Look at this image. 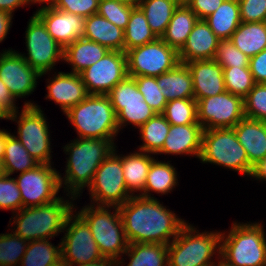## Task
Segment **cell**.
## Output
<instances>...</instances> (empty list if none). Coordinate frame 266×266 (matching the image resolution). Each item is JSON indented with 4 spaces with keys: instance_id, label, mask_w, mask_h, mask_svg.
I'll return each instance as SVG.
<instances>
[{
    "instance_id": "cell-1",
    "label": "cell",
    "mask_w": 266,
    "mask_h": 266,
    "mask_svg": "<svg viewBox=\"0 0 266 266\" xmlns=\"http://www.w3.org/2000/svg\"><path fill=\"white\" fill-rule=\"evenodd\" d=\"M128 243L170 244L186 224L156 198L131 196L118 207ZM172 238V240H170Z\"/></svg>"
},
{
    "instance_id": "cell-2",
    "label": "cell",
    "mask_w": 266,
    "mask_h": 266,
    "mask_svg": "<svg viewBox=\"0 0 266 266\" xmlns=\"http://www.w3.org/2000/svg\"><path fill=\"white\" fill-rule=\"evenodd\" d=\"M115 147L113 139L96 138H77L65 145L64 151L69 155L66 175L62 178L60 174L59 180L61 187L66 185L70 199L76 200L83 188L92 184L96 170Z\"/></svg>"
},
{
    "instance_id": "cell-3",
    "label": "cell",
    "mask_w": 266,
    "mask_h": 266,
    "mask_svg": "<svg viewBox=\"0 0 266 266\" xmlns=\"http://www.w3.org/2000/svg\"><path fill=\"white\" fill-rule=\"evenodd\" d=\"M73 209V203L62 197L44 205L21 208L13 218L17 227L14 233L28 242L52 239L59 232H64L66 220Z\"/></svg>"
},
{
    "instance_id": "cell-4",
    "label": "cell",
    "mask_w": 266,
    "mask_h": 266,
    "mask_svg": "<svg viewBox=\"0 0 266 266\" xmlns=\"http://www.w3.org/2000/svg\"><path fill=\"white\" fill-rule=\"evenodd\" d=\"M65 115L78 138L114 139L119 132L117 115L107 95L89 94Z\"/></svg>"
},
{
    "instance_id": "cell-5",
    "label": "cell",
    "mask_w": 266,
    "mask_h": 266,
    "mask_svg": "<svg viewBox=\"0 0 266 266\" xmlns=\"http://www.w3.org/2000/svg\"><path fill=\"white\" fill-rule=\"evenodd\" d=\"M261 223H233L221 232L220 257L233 266H266V234Z\"/></svg>"
},
{
    "instance_id": "cell-6",
    "label": "cell",
    "mask_w": 266,
    "mask_h": 266,
    "mask_svg": "<svg viewBox=\"0 0 266 266\" xmlns=\"http://www.w3.org/2000/svg\"><path fill=\"white\" fill-rule=\"evenodd\" d=\"M87 206L77 214L88 224L103 257L117 261L120 266L124 262L119 257L127 250L129 243L118 207ZM109 208H114L115 212H109Z\"/></svg>"
},
{
    "instance_id": "cell-7",
    "label": "cell",
    "mask_w": 266,
    "mask_h": 266,
    "mask_svg": "<svg viewBox=\"0 0 266 266\" xmlns=\"http://www.w3.org/2000/svg\"><path fill=\"white\" fill-rule=\"evenodd\" d=\"M186 223L168 244V266H212L213 255L220 256L221 232H201Z\"/></svg>"
},
{
    "instance_id": "cell-8",
    "label": "cell",
    "mask_w": 266,
    "mask_h": 266,
    "mask_svg": "<svg viewBox=\"0 0 266 266\" xmlns=\"http://www.w3.org/2000/svg\"><path fill=\"white\" fill-rule=\"evenodd\" d=\"M199 159L249 176L254 167L233 128L203 130Z\"/></svg>"
},
{
    "instance_id": "cell-9",
    "label": "cell",
    "mask_w": 266,
    "mask_h": 266,
    "mask_svg": "<svg viewBox=\"0 0 266 266\" xmlns=\"http://www.w3.org/2000/svg\"><path fill=\"white\" fill-rule=\"evenodd\" d=\"M17 113L18 111L9 115L8 120L17 122L18 140L40 164H51L50 132L41 108L37 104L25 101L19 117Z\"/></svg>"
},
{
    "instance_id": "cell-10",
    "label": "cell",
    "mask_w": 266,
    "mask_h": 266,
    "mask_svg": "<svg viewBox=\"0 0 266 266\" xmlns=\"http://www.w3.org/2000/svg\"><path fill=\"white\" fill-rule=\"evenodd\" d=\"M114 150L106 157L96 170L92 184L88 187L91 192V203L97 206H121L131 196L127 190L123 169L122 156Z\"/></svg>"
},
{
    "instance_id": "cell-11",
    "label": "cell",
    "mask_w": 266,
    "mask_h": 266,
    "mask_svg": "<svg viewBox=\"0 0 266 266\" xmlns=\"http://www.w3.org/2000/svg\"><path fill=\"white\" fill-rule=\"evenodd\" d=\"M126 53L128 76L157 77L173 69L179 62L178 52L161 38L132 48Z\"/></svg>"
},
{
    "instance_id": "cell-12",
    "label": "cell",
    "mask_w": 266,
    "mask_h": 266,
    "mask_svg": "<svg viewBox=\"0 0 266 266\" xmlns=\"http://www.w3.org/2000/svg\"><path fill=\"white\" fill-rule=\"evenodd\" d=\"M74 219V220H73ZM61 244V260L66 266L87 264L103 259L88 224L71 213L65 224Z\"/></svg>"
},
{
    "instance_id": "cell-13",
    "label": "cell",
    "mask_w": 266,
    "mask_h": 266,
    "mask_svg": "<svg viewBox=\"0 0 266 266\" xmlns=\"http://www.w3.org/2000/svg\"><path fill=\"white\" fill-rule=\"evenodd\" d=\"M25 39L28 56L21 55L41 75L51 71L57 61L64 60V48L48 33L45 24L36 14L28 22Z\"/></svg>"
},
{
    "instance_id": "cell-14",
    "label": "cell",
    "mask_w": 266,
    "mask_h": 266,
    "mask_svg": "<svg viewBox=\"0 0 266 266\" xmlns=\"http://www.w3.org/2000/svg\"><path fill=\"white\" fill-rule=\"evenodd\" d=\"M107 96L117 115L119 130L122 126H126V123H131L139 128L156 115L154 110L144 101L133 77L127 76L116 84Z\"/></svg>"
},
{
    "instance_id": "cell-15",
    "label": "cell",
    "mask_w": 266,
    "mask_h": 266,
    "mask_svg": "<svg viewBox=\"0 0 266 266\" xmlns=\"http://www.w3.org/2000/svg\"><path fill=\"white\" fill-rule=\"evenodd\" d=\"M52 164H39L20 173L16 183L21 192L22 208L44 205L59 199V173Z\"/></svg>"
},
{
    "instance_id": "cell-16",
    "label": "cell",
    "mask_w": 266,
    "mask_h": 266,
    "mask_svg": "<svg viewBox=\"0 0 266 266\" xmlns=\"http://www.w3.org/2000/svg\"><path fill=\"white\" fill-rule=\"evenodd\" d=\"M244 117L243 98L228 91L197 101V121L203 130L233 128Z\"/></svg>"
},
{
    "instance_id": "cell-17",
    "label": "cell",
    "mask_w": 266,
    "mask_h": 266,
    "mask_svg": "<svg viewBox=\"0 0 266 266\" xmlns=\"http://www.w3.org/2000/svg\"><path fill=\"white\" fill-rule=\"evenodd\" d=\"M88 94L107 95L128 76L126 53L109 50L102 59L80 73Z\"/></svg>"
},
{
    "instance_id": "cell-18",
    "label": "cell",
    "mask_w": 266,
    "mask_h": 266,
    "mask_svg": "<svg viewBox=\"0 0 266 266\" xmlns=\"http://www.w3.org/2000/svg\"><path fill=\"white\" fill-rule=\"evenodd\" d=\"M41 76L25 61L21 53L8 49L0 54V79L15 99L34 92L37 79Z\"/></svg>"
},
{
    "instance_id": "cell-19",
    "label": "cell",
    "mask_w": 266,
    "mask_h": 266,
    "mask_svg": "<svg viewBox=\"0 0 266 266\" xmlns=\"http://www.w3.org/2000/svg\"><path fill=\"white\" fill-rule=\"evenodd\" d=\"M35 14L45 24L48 33L64 49L84 35L85 18L83 17L45 5Z\"/></svg>"
},
{
    "instance_id": "cell-20",
    "label": "cell",
    "mask_w": 266,
    "mask_h": 266,
    "mask_svg": "<svg viewBox=\"0 0 266 266\" xmlns=\"http://www.w3.org/2000/svg\"><path fill=\"white\" fill-rule=\"evenodd\" d=\"M192 76L194 99L198 101L226 91L223 67L214 59L186 63Z\"/></svg>"
},
{
    "instance_id": "cell-21",
    "label": "cell",
    "mask_w": 266,
    "mask_h": 266,
    "mask_svg": "<svg viewBox=\"0 0 266 266\" xmlns=\"http://www.w3.org/2000/svg\"><path fill=\"white\" fill-rule=\"evenodd\" d=\"M220 39L204 19H199L189 34L183 48L178 52L179 62L214 59Z\"/></svg>"
},
{
    "instance_id": "cell-22",
    "label": "cell",
    "mask_w": 266,
    "mask_h": 266,
    "mask_svg": "<svg viewBox=\"0 0 266 266\" xmlns=\"http://www.w3.org/2000/svg\"><path fill=\"white\" fill-rule=\"evenodd\" d=\"M53 78L48 81L45 98L59 104L64 114L89 95L80 74L58 72Z\"/></svg>"
},
{
    "instance_id": "cell-23",
    "label": "cell",
    "mask_w": 266,
    "mask_h": 266,
    "mask_svg": "<svg viewBox=\"0 0 266 266\" xmlns=\"http://www.w3.org/2000/svg\"><path fill=\"white\" fill-rule=\"evenodd\" d=\"M203 128L199 122L187 125H170L162 149L157 154L195 155L201 153Z\"/></svg>"
},
{
    "instance_id": "cell-24",
    "label": "cell",
    "mask_w": 266,
    "mask_h": 266,
    "mask_svg": "<svg viewBox=\"0 0 266 266\" xmlns=\"http://www.w3.org/2000/svg\"><path fill=\"white\" fill-rule=\"evenodd\" d=\"M249 162L254 166L266 157V122L244 117L233 127Z\"/></svg>"
},
{
    "instance_id": "cell-25",
    "label": "cell",
    "mask_w": 266,
    "mask_h": 266,
    "mask_svg": "<svg viewBox=\"0 0 266 266\" xmlns=\"http://www.w3.org/2000/svg\"><path fill=\"white\" fill-rule=\"evenodd\" d=\"M83 38L95 41L109 50L124 52V30L98 13L85 18Z\"/></svg>"
},
{
    "instance_id": "cell-26",
    "label": "cell",
    "mask_w": 266,
    "mask_h": 266,
    "mask_svg": "<svg viewBox=\"0 0 266 266\" xmlns=\"http://www.w3.org/2000/svg\"><path fill=\"white\" fill-rule=\"evenodd\" d=\"M108 51L107 47L80 37L64 49V61L72 65L71 73L80 74L102 59Z\"/></svg>"
},
{
    "instance_id": "cell-27",
    "label": "cell",
    "mask_w": 266,
    "mask_h": 266,
    "mask_svg": "<svg viewBox=\"0 0 266 266\" xmlns=\"http://www.w3.org/2000/svg\"><path fill=\"white\" fill-rule=\"evenodd\" d=\"M162 94L168 101L174 99H194L192 76L185 63L156 77Z\"/></svg>"
},
{
    "instance_id": "cell-28",
    "label": "cell",
    "mask_w": 266,
    "mask_h": 266,
    "mask_svg": "<svg viewBox=\"0 0 266 266\" xmlns=\"http://www.w3.org/2000/svg\"><path fill=\"white\" fill-rule=\"evenodd\" d=\"M198 20L197 15L186 4H180L161 39L179 52Z\"/></svg>"
},
{
    "instance_id": "cell-29",
    "label": "cell",
    "mask_w": 266,
    "mask_h": 266,
    "mask_svg": "<svg viewBox=\"0 0 266 266\" xmlns=\"http://www.w3.org/2000/svg\"><path fill=\"white\" fill-rule=\"evenodd\" d=\"M230 41L252 58L266 49V22H241Z\"/></svg>"
},
{
    "instance_id": "cell-30",
    "label": "cell",
    "mask_w": 266,
    "mask_h": 266,
    "mask_svg": "<svg viewBox=\"0 0 266 266\" xmlns=\"http://www.w3.org/2000/svg\"><path fill=\"white\" fill-rule=\"evenodd\" d=\"M150 154L139 150V152L122 156L124 181L132 196L133 192L144 191L150 165L155 159Z\"/></svg>"
},
{
    "instance_id": "cell-31",
    "label": "cell",
    "mask_w": 266,
    "mask_h": 266,
    "mask_svg": "<svg viewBox=\"0 0 266 266\" xmlns=\"http://www.w3.org/2000/svg\"><path fill=\"white\" fill-rule=\"evenodd\" d=\"M220 39H230L241 23L238 0H224L217 10L204 19Z\"/></svg>"
},
{
    "instance_id": "cell-32",
    "label": "cell",
    "mask_w": 266,
    "mask_h": 266,
    "mask_svg": "<svg viewBox=\"0 0 266 266\" xmlns=\"http://www.w3.org/2000/svg\"><path fill=\"white\" fill-rule=\"evenodd\" d=\"M179 5L177 0H142L138 7L145 14L151 30L161 38Z\"/></svg>"
},
{
    "instance_id": "cell-33",
    "label": "cell",
    "mask_w": 266,
    "mask_h": 266,
    "mask_svg": "<svg viewBox=\"0 0 266 266\" xmlns=\"http://www.w3.org/2000/svg\"><path fill=\"white\" fill-rule=\"evenodd\" d=\"M177 173L169 161L161 162L154 159L150 165L144 191L139 196L145 198H154L150 191L166 194L177 185Z\"/></svg>"
},
{
    "instance_id": "cell-34",
    "label": "cell",
    "mask_w": 266,
    "mask_h": 266,
    "mask_svg": "<svg viewBox=\"0 0 266 266\" xmlns=\"http://www.w3.org/2000/svg\"><path fill=\"white\" fill-rule=\"evenodd\" d=\"M130 258L127 266H168V245L130 243L124 252Z\"/></svg>"
},
{
    "instance_id": "cell-35",
    "label": "cell",
    "mask_w": 266,
    "mask_h": 266,
    "mask_svg": "<svg viewBox=\"0 0 266 266\" xmlns=\"http://www.w3.org/2000/svg\"><path fill=\"white\" fill-rule=\"evenodd\" d=\"M40 163L34 159L18 140L12 134L7 137L5 145V153L2 160L4 174L12 175L14 171H25L35 168Z\"/></svg>"
},
{
    "instance_id": "cell-36",
    "label": "cell",
    "mask_w": 266,
    "mask_h": 266,
    "mask_svg": "<svg viewBox=\"0 0 266 266\" xmlns=\"http://www.w3.org/2000/svg\"><path fill=\"white\" fill-rule=\"evenodd\" d=\"M54 246L49 239L28 242L19 266H57L62 263L61 244Z\"/></svg>"
},
{
    "instance_id": "cell-37",
    "label": "cell",
    "mask_w": 266,
    "mask_h": 266,
    "mask_svg": "<svg viewBox=\"0 0 266 266\" xmlns=\"http://www.w3.org/2000/svg\"><path fill=\"white\" fill-rule=\"evenodd\" d=\"M170 123L162 114H156L139 127L143 144L140 151L157 154L163 147L169 133Z\"/></svg>"
},
{
    "instance_id": "cell-38",
    "label": "cell",
    "mask_w": 266,
    "mask_h": 266,
    "mask_svg": "<svg viewBox=\"0 0 266 266\" xmlns=\"http://www.w3.org/2000/svg\"><path fill=\"white\" fill-rule=\"evenodd\" d=\"M157 38L150 28L145 14L139 7H135L130 14L129 22L124 30V52L153 42Z\"/></svg>"
},
{
    "instance_id": "cell-39",
    "label": "cell",
    "mask_w": 266,
    "mask_h": 266,
    "mask_svg": "<svg viewBox=\"0 0 266 266\" xmlns=\"http://www.w3.org/2000/svg\"><path fill=\"white\" fill-rule=\"evenodd\" d=\"M162 115L170 125L196 124L197 101L195 99H174L165 105Z\"/></svg>"
},
{
    "instance_id": "cell-40",
    "label": "cell",
    "mask_w": 266,
    "mask_h": 266,
    "mask_svg": "<svg viewBox=\"0 0 266 266\" xmlns=\"http://www.w3.org/2000/svg\"><path fill=\"white\" fill-rule=\"evenodd\" d=\"M226 91L244 98L256 84L249 67H223Z\"/></svg>"
},
{
    "instance_id": "cell-41",
    "label": "cell",
    "mask_w": 266,
    "mask_h": 266,
    "mask_svg": "<svg viewBox=\"0 0 266 266\" xmlns=\"http://www.w3.org/2000/svg\"><path fill=\"white\" fill-rule=\"evenodd\" d=\"M12 233L0 234V266L20 265L25 254L28 241Z\"/></svg>"
},
{
    "instance_id": "cell-42",
    "label": "cell",
    "mask_w": 266,
    "mask_h": 266,
    "mask_svg": "<svg viewBox=\"0 0 266 266\" xmlns=\"http://www.w3.org/2000/svg\"><path fill=\"white\" fill-rule=\"evenodd\" d=\"M138 91L144 97V101L154 110L156 114H162L168 103L158 86L156 77L135 76Z\"/></svg>"
},
{
    "instance_id": "cell-43",
    "label": "cell",
    "mask_w": 266,
    "mask_h": 266,
    "mask_svg": "<svg viewBox=\"0 0 266 266\" xmlns=\"http://www.w3.org/2000/svg\"><path fill=\"white\" fill-rule=\"evenodd\" d=\"M243 102L246 118L266 122V83H256Z\"/></svg>"
},
{
    "instance_id": "cell-44",
    "label": "cell",
    "mask_w": 266,
    "mask_h": 266,
    "mask_svg": "<svg viewBox=\"0 0 266 266\" xmlns=\"http://www.w3.org/2000/svg\"><path fill=\"white\" fill-rule=\"evenodd\" d=\"M135 7L117 0H100L98 14L115 26L125 30L129 22L130 14Z\"/></svg>"
},
{
    "instance_id": "cell-45",
    "label": "cell",
    "mask_w": 266,
    "mask_h": 266,
    "mask_svg": "<svg viewBox=\"0 0 266 266\" xmlns=\"http://www.w3.org/2000/svg\"><path fill=\"white\" fill-rule=\"evenodd\" d=\"M214 60L222 67H249L250 58L238 49L230 39L220 40Z\"/></svg>"
},
{
    "instance_id": "cell-46",
    "label": "cell",
    "mask_w": 266,
    "mask_h": 266,
    "mask_svg": "<svg viewBox=\"0 0 266 266\" xmlns=\"http://www.w3.org/2000/svg\"><path fill=\"white\" fill-rule=\"evenodd\" d=\"M21 208V192L19 191L15 178L3 174L0 177V209L14 210L13 212L16 213Z\"/></svg>"
},
{
    "instance_id": "cell-47",
    "label": "cell",
    "mask_w": 266,
    "mask_h": 266,
    "mask_svg": "<svg viewBox=\"0 0 266 266\" xmlns=\"http://www.w3.org/2000/svg\"><path fill=\"white\" fill-rule=\"evenodd\" d=\"M100 0H58L53 6L61 11H66L87 18L98 13Z\"/></svg>"
},
{
    "instance_id": "cell-48",
    "label": "cell",
    "mask_w": 266,
    "mask_h": 266,
    "mask_svg": "<svg viewBox=\"0 0 266 266\" xmlns=\"http://www.w3.org/2000/svg\"><path fill=\"white\" fill-rule=\"evenodd\" d=\"M241 22H266V0H238Z\"/></svg>"
},
{
    "instance_id": "cell-49",
    "label": "cell",
    "mask_w": 266,
    "mask_h": 266,
    "mask_svg": "<svg viewBox=\"0 0 266 266\" xmlns=\"http://www.w3.org/2000/svg\"><path fill=\"white\" fill-rule=\"evenodd\" d=\"M223 1L224 0H190L186 5L199 19H205L214 13Z\"/></svg>"
},
{
    "instance_id": "cell-50",
    "label": "cell",
    "mask_w": 266,
    "mask_h": 266,
    "mask_svg": "<svg viewBox=\"0 0 266 266\" xmlns=\"http://www.w3.org/2000/svg\"><path fill=\"white\" fill-rule=\"evenodd\" d=\"M249 68L255 83H266V49L250 58Z\"/></svg>"
},
{
    "instance_id": "cell-51",
    "label": "cell",
    "mask_w": 266,
    "mask_h": 266,
    "mask_svg": "<svg viewBox=\"0 0 266 266\" xmlns=\"http://www.w3.org/2000/svg\"><path fill=\"white\" fill-rule=\"evenodd\" d=\"M0 108L9 116L18 111L15 105V98L0 79ZM17 108V109H16Z\"/></svg>"
},
{
    "instance_id": "cell-52",
    "label": "cell",
    "mask_w": 266,
    "mask_h": 266,
    "mask_svg": "<svg viewBox=\"0 0 266 266\" xmlns=\"http://www.w3.org/2000/svg\"><path fill=\"white\" fill-rule=\"evenodd\" d=\"M13 15L9 12L0 10V42H2L9 32Z\"/></svg>"
},
{
    "instance_id": "cell-53",
    "label": "cell",
    "mask_w": 266,
    "mask_h": 266,
    "mask_svg": "<svg viewBox=\"0 0 266 266\" xmlns=\"http://www.w3.org/2000/svg\"><path fill=\"white\" fill-rule=\"evenodd\" d=\"M30 4L29 0H0V10L13 13L14 10L23 5Z\"/></svg>"
},
{
    "instance_id": "cell-54",
    "label": "cell",
    "mask_w": 266,
    "mask_h": 266,
    "mask_svg": "<svg viewBox=\"0 0 266 266\" xmlns=\"http://www.w3.org/2000/svg\"><path fill=\"white\" fill-rule=\"evenodd\" d=\"M250 177L256 178L257 180L266 181V157L260 160L256 165H254Z\"/></svg>"
},
{
    "instance_id": "cell-55",
    "label": "cell",
    "mask_w": 266,
    "mask_h": 266,
    "mask_svg": "<svg viewBox=\"0 0 266 266\" xmlns=\"http://www.w3.org/2000/svg\"><path fill=\"white\" fill-rule=\"evenodd\" d=\"M77 266H118V262L110 258H103L87 264H78Z\"/></svg>"
},
{
    "instance_id": "cell-56",
    "label": "cell",
    "mask_w": 266,
    "mask_h": 266,
    "mask_svg": "<svg viewBox=\"0 0 266 266\" xmlns=\"http://www.w3.org/2000/svg\"><path fill=\"white\" fill-rule=\"evenodd\" d=\"M10 135V132L5 131V129H0V162H2L4 153H5V145L7 137Z\"/></svg>"
},
{
    "instance_id": "cell-57",
    "label": "cell",
    "mask_w": 266,
    "mask_h": 266,
    "mask_svg": "<svg viewBox=\"0 0 266 266\" xmlns=\"http://www.w3.org/2000/svg\"><path fill=\"white\" fill-rule=\"evenodd\" d=\"M57 1H58V0H30L29 3H31V4H32V3H36V2H37V3L39 2V4H40V3H41V4H42V3H46V4L48 3V4H47V7H52V6L55 5V3H56Z\"/></svg>"
},
{
    "instance_id": "cell-58",
    "label": "cell",
    "mask_w": 266,
    "mask_h": 266,
    "mask_svg": "<svg viewBox=\"0 0 266 266\" xmlns=\"http://www.w3.org/2000/svg\"><path fill=\"white\" fill-rule=\"evenodd\" d=\"M118 2L131 5L133 7H138L142 0H117Z\"/></svg>"
},
{
    "instance_id": "cell-59",
    "label": "cell",
    "mask_w": 266,
    "mask_h": 266,
    "mask_svg": "<svg viewBox=\"0 0 266 266\" xmlns=\"http://www.w3.org/2000/svg\"><path fill=\"white\" fill-rule=\"evenodd\" d=\"M218 259H220L217 263H213V265L212 266H233V265H231V264H229V263H227L223 258H221V257H219ZM217 264V265H216Z\"/></svg>"
},
{
    "instance_id": "cell-60",
    "label": "cell",
    "mask_w": 266,
    "mask_h": 266,
    "mask_svg": "<svg viewBox=\"0 0 266 266\" xmlns=\"http://www.w3.org/2000/svg\"><path fill=\"white\" fill-rule=\"evenodd\" d=\"M8 115L0 108V119H8Z\"/></svg>"
},
{
    "instance_id": "cell-61",
    "label": "cell",
    "mask_w": 266,
    "mask_h": 266,
    "mask_svg": "<svg viewBox=\"0 0 266 266\" xmlns=\"http://www.w3.org/2000/svg\"><path fill=\"white\" fill-rule=\"evenodd\" d=\"M4 174L2 162H0V177Z\"/></svg>"
},
{
    "instance_id": "cell-62",
    "label": "cell",
    "mask_w": 266,
    "mask_h": 266,
    "mask_svg": "<svg viewBox=\"0 0 266 266\" xmlns=\"http://www.w3.org/2000/svg\"><path fill=\"white\" fill-rule=\"evenodd\" d=\"M180 4H187L190 0H177Z\"/></svg>"
},
{
    "instance_id": "cell-63",
    "label": "cell",
    "mask_w": 266,
    "mask_h": 266,
    "mask_svg": "<svg viewBox=\"0 0 266 266\" xmlns=\"http://www.w3.org/2000/svg\"><path fill=\"white\" fill-rule=\"evenodd\" d=\"M57 266H66L64 263H60L59 265H57Z\"/></svg>"
}]
</instances>
